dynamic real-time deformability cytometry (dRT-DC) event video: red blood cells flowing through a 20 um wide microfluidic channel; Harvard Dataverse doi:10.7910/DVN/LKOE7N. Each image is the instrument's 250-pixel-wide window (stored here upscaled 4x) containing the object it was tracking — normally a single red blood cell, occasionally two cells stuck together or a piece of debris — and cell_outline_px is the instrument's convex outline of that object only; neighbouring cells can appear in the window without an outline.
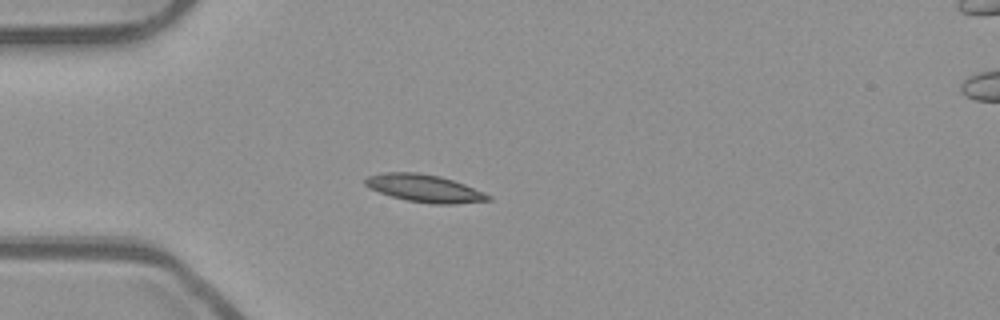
{"species": "common noctule bat (a hibernating species)", "species_latin": "Nyctalus noctula", "temperature_condition": "room temperature", "stored_images_in_passage": 53, "camera_frame_rate_fps": 3000, "um_per_image_px": 0.085, "animal": {"sex": "male", "body_mass_g": 23.1, "forearm_length_mm": 52.7}, "frame": {"image": 1, "passage_image": 15, "time_ms": 4.667, "image_size_px": [1000, 320], "cell_outline_px": [[492, 200], [456, 204], [432, 204], [408, 200], [392, 196], [368, 188], [364, 184], [364, 180], [368, 176], [384, 172], [416, 172], [440, 176], [464, 184], [484, 192], [492, 196]], "centroid_in_image_um": [36.09, 16.0], "position_along_channel_um": 48.9, "area_um2": 19.71}}
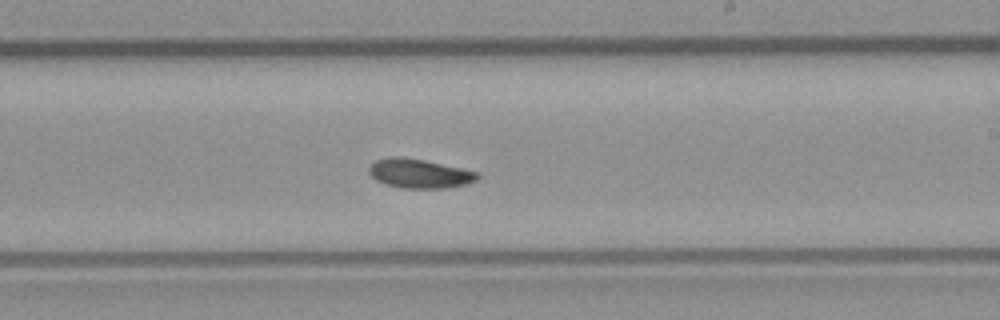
{"frame": {"image": 2, "passage_image": 32, "time_ms": 10.333, "image_size_px": [1000, 320], "cell_outline_px": [[480, 176], [476, 180], [468, 184], [448, 188], [404, 188], [384, 184], [376, 180], [368, 172], [368, 168], [376, 160], [392, 156], [400, 156], [424, 160], [464, 168], [480, 172]], "centroid_in_image_um": [35.69, 14.75], "position_along_channel_um": 253.3, "area_um2": 18.67}}
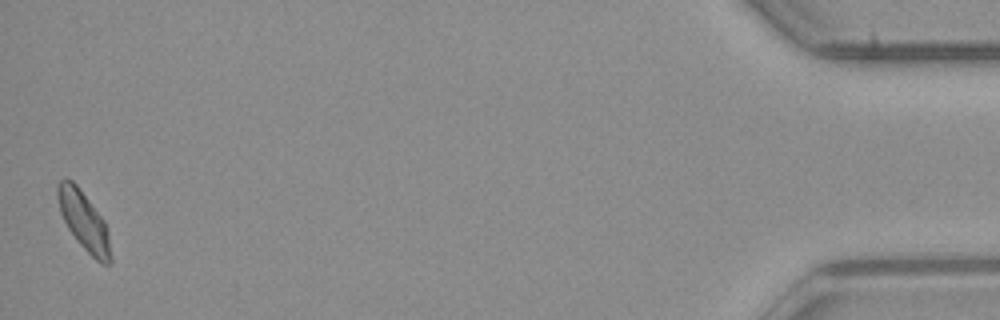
{"frame": {"image": 3, "passage_image": 53, "time_ms": 17.333, "image_size_px": [1000, 320], "cell_outline_px": [[112, 260], [108, 264], [100, 264], [80, 244], [68, 228], [60, 212], [56, 196], [56, 184], [60, 180], [72, 180], [76, 184], [104, 220], [108, 232], [112, 256]], "centroid_in_image_um": [7.13, 18.79], "position_along_channel_um": 428.1, "area_um2": 18.03}, "authors_computed_cell_mechanics": {"area_um2": 18.0914, "velocity_mm_per_s": 3.8693, "shape_relaxation_time_tau1_ms": 3.1687, "shape_relaxation_time_tau2_ms": null, "deformation_change_tau1": 0.1021, "deformation_change_tau2": null}}